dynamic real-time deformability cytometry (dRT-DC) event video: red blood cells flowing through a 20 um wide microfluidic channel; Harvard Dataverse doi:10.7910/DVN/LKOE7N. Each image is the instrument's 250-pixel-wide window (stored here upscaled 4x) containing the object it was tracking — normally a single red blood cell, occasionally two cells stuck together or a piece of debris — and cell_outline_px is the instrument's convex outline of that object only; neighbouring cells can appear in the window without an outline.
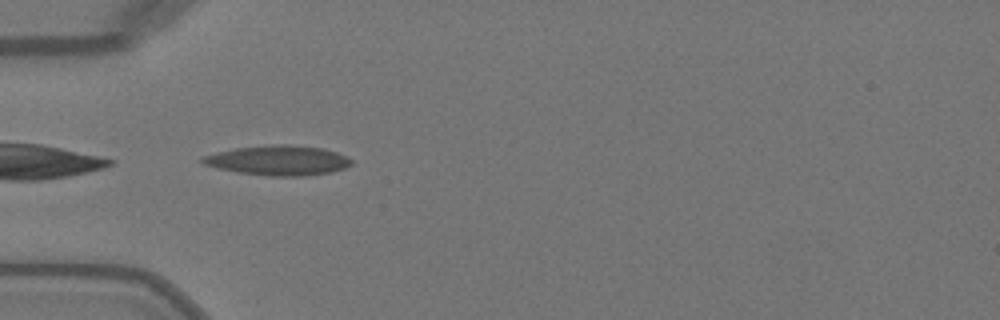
{"species": "Egyptian fruit bat (a non-hibernating species)", "species_latin": "Rousettus aegyptiacus", "temperature_condition": "warm", "stored_images_in_passage": 32, "camera_frame_rate_fps": 3000, "um_per_image_px": 0.085, "animal": {"sex": "female"}, "frame": {"image": 1, "passage_image": 1, "time_ms": 0.0, "image_size_px": [1000, 320], "cell_outline_px": [[352, 164], [344, 168], [332, 172], [304, 176], [268, 176], [240, 172], [220, 168], [204, 164], [200, 160], [204, 156], [236, 148], [272, 144], [288, 144], [324, 148], [348, 156], [352, 160]], "centroid_in_image_um": [23.73, 13.63], "position_along_channel_um": 61.3, "area_um2": 25.72}}
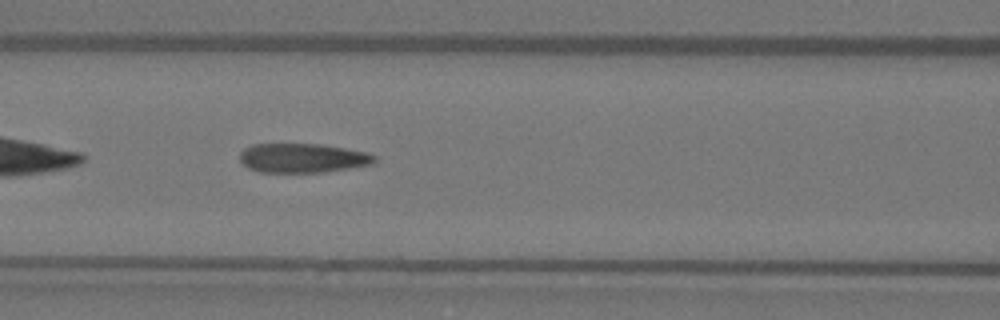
{"frame": {"image": 2, "passage_image": 7, "time_ms": 2.0, "image_size_px": [1000, 320], "cell_outline_px": [[376, 160], [372, 164], [324, 172], [260, 172], [248, 168], [240, 160], [240, 152], [244, 148], [252, 144], [320, 144], [368, 152], [376, 156]], "centroid_in_image_um": [25.71, 13.43], "position_along_channel_um": 140.9, "area_um2": 22.95}}
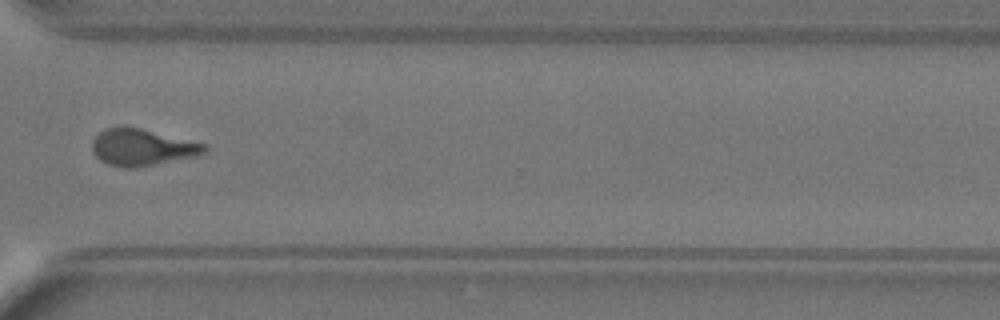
{"frame": {"image": 3, "passage_image": 23, "time_ms": 7.333, "image_size_px": [1000, 320], "cell_outline_px": [[208, 152], [196, 156], [136, 168], [124, 168], [108, 164], [100, 160], [92, 152], [92, 140], [100, 132], [108, 128], [140, 128], [208, 144]], "centroid_in_image_um": [12.12, 12.54], "position_along_channel_um": 358.5, "area_um2": 23.93}, "authors_computed_cell_mechanics": {"area_um2": 23.9581, "velocity_mm_per_s": 4.0879, "shape_relaxation_time_tau1_ms": 8.3494, "shape_relaxation_time_tau2_ms": 1.2582, "deformation_change_tau1": 0.2616, "deformation_change_tau2": 0.0956}}